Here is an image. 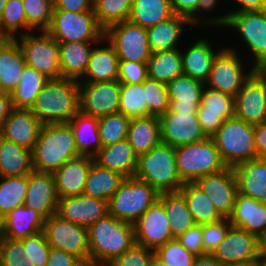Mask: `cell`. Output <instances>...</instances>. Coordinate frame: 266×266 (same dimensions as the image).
<instances>
[{"label":"cell","mask_w":266,"mask_h":266,"mask_svg":"<svg viewBox=\"0 0 266 266\" xmlns=\"http://www.w3.org/2000/svg\"><path fill=\"white\" fill-rule=\"evenodd\" d=\"M260 70L266 75V64Z\"/></svg>","instance_id":"obj_72"},{"label":"cell","mask_w":266,"mask_h":266,"mask_svg":"<svg viewBox=\"0 0 266 266\" xmlns=\"http://www.w3.org/2000/svg\"><path fill=\"white\" fill-rule=\"evenodd\" d=\"M133 177L147 182L159 193L179 192L184 185L177 172L175 147L163 143L137 156Z\"/></svg>","instance_id":"obj_4"},{"label":"cell","mask_w":266,"mask_h":266,"mask_svg":"<svg viewBox=\"0 0 266 266\" xmlns=\"http://www.w3.org/2000/svg\"><path fill=\"white\" fill-rule=\"evenodd\" d=\"M43 231L51 248L72 254L82 262L89 261L88 228L55 214L45 220Z\"/></svg>","instance_id":"obj_12"},{"label":"cell","mask_w":266,"mask_h":266,"mask_svg":"<svg viewBox=\"0 0 266 266\" xmlns=\"http://www.w3.org/2000/svg\"><path fill=\"white\" fill-rule=\"evenodd\" d=\"M40 36L30 32L15 37L27 66L36 69L48 79L61 78L60 50L58 42L46 31ZM20 42V43H19Z\"/></svg>","instance_id":"obj_10"},{"label":"cell","mask_w":266,"mask_h":266,"mask_svg":"<svg viewBox=\"0 0 266 266\" xmlns=\"http://www.w3.org/2000/svg\"><path fill=\"white\" fill-rule=\"evenodd\" d=\"M166 86L170 101L169 112L197 113L205 83L183 74Z\"/></svg>","instance_id":"obj_25"},{"label":"cell","mask_w":266,"mask_h":266,"mask_svg":"<svg viewBox=\"0 0 266 266\" xmlns=\"http://www.w3.org/2000/svg\"><path fill=\"white\" fill-rule=\"evenodd\" d=\"M234 116L251 125L266 122V75L256 69L235 97Z\"/></svg>","instance_id":"obj_15"},{"label":"cell","mask_w":266,"mask_h":266,"mask_svg":"<svg viewBox=\"0 0 266 266\" xmlns=\"http://www.w3.org/2000/svg\"><path fill=\"white\" fill-rule=\"evenodd\" d=\"M195 183L210 198L223 218L231 216L239 193L232 167H227L216 174L203 176Z\"/></svg>","instance_id":"obj_20"},{"label":"cell","mask_w":266,"mask_h":266,"mask_svg":"<svg viewBox=\"0 0 266 266\" xmlns=\"http://www.w3.org/2000/svg\"><path fill=\"white\" fill-rule=\"evenodd\" d=\"M234 105V97L205 85L197 117L207 137L212 138L227 119L234 117Z\"/></svg>","instance_id":"obj_19"},{"label":"cell","mask_w":266,"mask_h":266,"mask_svg":"<svg viewBox=\"0 0 266 266\" xmlns=\"http://www.w3.org/2000/svg\"><path fill=\"white\" fill-rule=\"evenodd\" d=\"M218 0H199L198 6L196 11L188 18L190 25H197V23H201L199 21L200 17L196 16L197 11L199 10H205V11H212V9L214 10V8L216 7V4Z\"/></svg>","instance_id":"obj_64"},{"label":"cell","mask_w":266,"mask_h":266,"mask_svg":"<svg viewBox=\"0 0 266 266\" xmlns=\"http://www.w3.org/2000/svg\"><path fill=\"white\" fill-rule=\"evenodd\" d=\"M68 123L74 133L78 154L94 158L102 148L98 129L99 118L79 111Z\"/></svg>","instance_id":"obj_34"},{"label":"cell","mask_w":266,"mask_h":266,"mask_svg":"<svg viewBox=\"0 0 266 266\" xmlns=\"http://www.w3.org/2000/svg\"><path fill=\"white\" fill-rule=\"evenodd\" d=\"M125 178L121 173L100 167L93 162L86 179L83 194L109 201Z\"/></svg>","instance_id":"obj_39"},{"label":"cell","mask_w":266,"mask_h":266,"mask_svg":"<svg viewBox=\"0 0 266 266\" xmlns=\"http://www.w3.org/2000/svg\"><path fill=\"white\" fill-rule=\"evenodd\" d=\"M6 3H7V0H0V16H1L2 12L4 11Z\"/></svg>","instance_id":"obj_70"},{"label":"cell","mask_w":266,"mask_h":266,"mask_svg":"<svg viewBox=\"0 0 266 266\" xmlns=\"http://www.w3.org/2000/svg\"><path fill=\"white\" fill-rule=\"evenodd\" d=\"M185 24H190L187 17L174 14L172 17L148 28V43L151 52L178 49L177 43L184 31Z\"/></svg>","instance_id":"obj_36"},{"label":"cell","mask_w":266,"mask_h":266,"mask_svg":"<svg viewBox=\"0 0 266 266\" xmlns=\"http://www.w3.org/2000/svg\"><path fill=\"white\" fill-rule=\"evenodd\" d=\"M236 1L240 7L236 11L229 13H239L243 11H262L266 10V0H233Z\"/></svg>","instance_id":"obj_62"},{"label":"cell","mask_w":266,"mask_h":266,"mask_svg":"<svg viewBox=\"0 0 266 266\" xmlns=\"http://www.w3.org/2000/svg\"><path fill=\"white\" fill-rule=\"evenodd\" d=\"M80 266H107V265H103L97 262H92V261H88V262H82V264Z\"/></svg>","instance_id":"obj_68"},{"label":"cell","mask_w":266,"mask_h":266,"mask_svg":"<svg viewBox=\"0 0 266 266\" xmlns=\"http://www.w3.org/2000/svg\"><path fill=\"white\" fill-rule=\"evenodd\" d=\"M188 50L181 51L184 75L206 83L210 77L215 57L222 49L214 51L211 43L205 39H198Z\"/></svg>","instance_id":"obj_29"},{"label":"cell","mask_w":266,"mask_h":266,"mask_svg":"<svg viewBox=\"0 0 266 266\" xmlns=\"http://www.w3.org/2000/svg\"><path fill=\"white\" fill-rule=\"evenodd\" d=\"M45 218L33 208L24 205L14 208L2 219L1 236L23 240L44 230Z\"/></svg>","instance_id":"obj_27"},{"label":"cell","mask_w":266,"mask_h":266,"mask_svg":"<svg viewBox=\"0 0 266 266\" xmlns=\"http://www.w3.org/2000/svg\"><path fill=\"white\" fill-rule=\"evenodd\" d=\"M26 65L18 42L7 39L0 47V90L11 93L18 86Z\"/></svg>","instance_id":"obj_32"},{"label":"cell","mask_w":266,"mask_h":266,"mask_svg":"<svg viewBox=\"0 0 266 266\" xmlns=\"http://www.w3.org/2000/svg\"><path fill=\"white\" fill-rule=\"evenodd\" d=\"M206 20V21H205ZM203 22L212 27H233L254 55L252 67L261 69L266 64V10L226 13L218 18L205 19Z\"/></svg>","instance_id":"obj_6"},{"label":"cell","mask_w":266,"mask_h":266,"mask_svg":"<svg viewBox=\"0 0 266 266\" xmlns=\"http://www.w3.org/2000/svg\"><path fill=\"white\" fill-rule=\"evenodd\" d=\"M20 241L23 243L24 250H28L31 261L35 266H46L51 247L44 231Z\"/></svg>","instance_id":"obj_54"},{"label":"cell","mask_w":266,"mask_h":266,"mask_svg":"<svg viewBox=\"0 0 266 266\" xmlns=\"http://www.w3.org/2000/svg\"><path fill=\"white\" fill-rule=\"evenodd\" d=\"M166 210L173 238H178L196 225L186 200L180 192H162L158 199Z\"/></svg>","instance_id":"obj_38"},{"label":"cell","mask_w":266,"mask_h":266,"mask_svg":"<svg viewBox=\"0 0 266 266\" xmlns=\"http://www.w3.org/2000/svg\"><path fill=\"white\" fill-rule=\"evenodd\" d=\"M176 166L184 183H195L206 175L219 173L227 168L211 137L175 147Z\"/></svg>","instance_id":"obj_7"},{"label":"cell","mask_w":266,"mask_h":266,"mask_svg":"<svg viewBox=\"0 0 266 266\" xmlns=\"http://www.w3.org/2000/svg\"><path fill=\"white\" fill-rule=\"evenodd\" d=\"M54 10L93 11V0H54Z\"/></svg>","instance_id":"obj_59"},{"label":"cell","mask_w":266,"mask_h":266,"mask_svg":"<svg viewBox=\"0 0 266 266\" xmlns=\"http://www.w3.org/2000/svg\"><path fill=\"white\" fill-rule=\"evenodd\" d=\"M109 214L108 201L84 194L59 198L56 215L61 219L89 228Z\"/></svg>","instance_id":"obj_21"},{"label":"cell","mask_w":266,"mask_h":266,"mask_svg":"<svg viewBox=\"0 0 266 266\" xmlns=\"http://www.w3.org/2000/svg\"><path fill=\"white\" fill-rule=\"evenodd\" d=\"M43 123H68L80 111L79 81L49 79L30 109Z\"/></svg>","instance_id":"obj_3"},{"label":"cell","mask_w":266,"mask_h":266,"mask_svg":"<svg viewBox=\"0 0 266 266\" xmlns=\"http://www.w3.org/2000/svg\"><path fill=\"white\" fill-rule=\"evenodd\" d=\"M229 221L233 227L266 239V203L238 193Z\"/></svg>","instance_id":"obj_24"},{"label":"cell","mask_w":266,"mask_h":266,"mask_svg":"<svg viewBox=\"0 0 266 266\" xmlns=\"http://www.w3.org/2000/svg\"><path fill=\"white\" fill-rule=\"evenodd\" d=\"M8 38L1 32L0 30V47L3 45V43L7 40Z\"/></svg>","instance_id":"obj_71"},{"label":"cell","mask_w":266,"mask_h":266,"mask_svg":"<svg viewBox=\"0 0 266 266\" xmlns=\"http://www.w3.org/2000/svg\"><path fill=\"white\" fill-rule=\"evenodd\" d=\"M80 156L69 123L43 124L32 150L33 169L54 173L68 160Z\"/></svg>","instance_id":"obj_1"},{"label":"cell","mask_w":266,"mask_h":266,"mask_svg":"<svg viewBox=\"0 0 266 266\" xmlns=\"http://www.w3.org/2000/svg\"><path fill=\"white\" fill-rule=\"evenodd\" d=\"M133 0H93V11L98 24L108 27L129 19Z\"/></svg>","instance_id":"obj_45"},{"label":"cell","mask_w":266,"mask_h":266,"mask_svg":"<svg viewBox=\"0 0 266 266\" xmlns=\"http://www.w3.org/2000/svg\"><path fill=\"white\" fill-rule=\"evenodd\" d=\"M160 193L147 182L128 177L108 201L109 214L135 224L139 217L159 199Z\"/></svg>","instance_id":"obj_8"},{"label":"cell","mask_w":266,"mask_h":266,"mask_svg":"<svg viewBox=\"0 0 266 266\" xmlns=\"http://www.w3.org/2000/svg\"><path fill=\"white\" fill-rule=\"evenodd\" d=\"M43 123L30 109L12 108L0 136L16 145L33 150Z\"/></svg>","instance_id":"obj_23"},{"label":"cell","mask_w":266,"mask_h":266,"mask_svg":"<svg viewBox=\"0 0 266 266\" xmlns=\"http://www.w3.org/2000/svg\"><path fill=\"white\" fill-rule=\"evenodd\" d=\"M46 32L57 42L104 41L105 30L98 24L94 11L53 10Z\"/></svg>","instance_id":"obj_9"},{"label":"cell","mask_w":266,"mask_h":266,"mask_svg":"<svg viewBox=\"0 0 266 266\" xmlns=\"http://www.w3.org/2000/svg\"><path fill=\"white\" fill-rule=\"evenodd\" d=\"M104 40L114 47L119 60L147 63L152 56L147 29L129 20L108 27Z\"/></svg>","instance_id":"obj_11"},{"label":"cell","mask_w":266,"mask_h":266,"mask_svg":"<svg viewBox=\"0 0 266 266\" xmlns=\"http://www.w3.org/2000/svg\"><path fill=\"white\" fill-rule=\"evenodd\" d=\"M231 226L229 218H223L218 222L202 225V245L206 254L213 253L224 240Z\"/></svg>","instance_id":"obj_53"},{"label":"cell","mask_w":266,"mask_h":266,"mask_svg":"<svg viewBox=\"0 0 266 266\" xmlns=\"http://www.w3.org/2000/svg\"><path fill=\"white\" fill-rule=\"evenodd\" d=\"M179 192L184 196L196 224L215 223L223 219L210 198L196 183H184Z\"/></svg>","instance_id":"obj_40"},{"label":"cell","mask_w":266,"mask_h":266,"mask_svg":"<svg viewBox=\"0 0 266 266\" xmlns=\"http://www.w3.org/2000/svg\"><path fill=\"white\" fill-rule=\"evenodd\" d=\"M0 217L14 208L22 206L25 201L28 175L0 177Z\"/></svg>","instance_id":"obj_44"},{"label":"cell","mask_w":266,"mask_h":266,"mask_svg":"<svg viewBox=\"0 0 266 266\" xmlns=\"http://www.w3.org/2000/svg\"><path fill=\"white\" fill-rule=\"evenodd\" d=\"M135 244L155 250L174 239L164 205L157 200L134 224Z\"/></svg>","instance_id":"obj_17"},{"label":"cell","mask_w":266,"mask_h":266,"mask_svg":"<svg viewBox=\"0 0 266 266\" xmlns=\"http://www.w3.org/2000/svg\"><path fill=\"white\" fill-rule=\"evenodd\" d=\"M255 148L259 158L266 157V122L255 125Z\"/></svg>","instance_id":"obj_61"},{"label":"cell","mask_w":266,"mask_h":266,"mask_svg":"<svg viewBox=\"0 0 266 266\" xmlns=\"http://www.w3.org/2000/svg\"><path fill=\"white\" fill-rule=\"evenodd\" d=\"M0 266H35L20 240L1 236Z\"/></svg>","instance_id":"obj_52"},{"label":"cell","mask_w":266,"mask_h":266,"mask_svg":"<svg viewBox=\"0 0 266 266\" xmlns=\"http://www.w3.org/2000/svg\"><path fill=\"white\" fill-rule=\"evenodd\" d=\"M147 65L148 77L165 84L184 74L180 49L152 53Z\"/></svg>","instance_id":"obj_42"},{"label":"cell","mask_w":266,"mask_h":266,"mask_svg":"<svg viewBox=\"0 0 266 266\" xmlns=\"http://www.w3.org/2000/svg\"><path fill=\"white\" fill-rule=\"evenodd\" d=\"M263 251L266 253V239L263 241Z\"/></svg>","instance_id":"obj_73"},{"label":"cell","mask_w":266,"mask_h":266,"mask_svg":"<svg viewBox=\"0 0 266 266\" xmlns=\"http://www.w3.org/2000/svg\"><path fill=\"white\" fill-rule=\"evenodd\" d=\"M177 240L185 249L196 256L206 254L202 245V225L196 224L189 228L184 234L180 235Z\"/></svg>","instance_id":"obj_57"},{"label":"cell","mask_w":266,"mask_h":266,"mask_svg":"<svg viewBox=\"0 0 266 266\" xmlns=\"http://www.w3.org/2000/svg\"><path fill=\"white\" fill-rule=\"evenodd\" d=\"M49 79L36 69L26 65L18 86L10 93L14 109H31L37 95Z\"/></svg>","instance_id":"obj_41"},{"label":"cell","mask_w":266,"mask_h":266,"mask_svg":"<svg viewBox=\"0 0 266 266\" xmlns=\"http://www.w3.org/2000/svg\"><path fill=\"white\" fill-rule=\"evenodd\" d=\"M82 261L63 250L50 248L46 266H80Z\"/></svg>","instance_id":"obj_58"},{"label":"cell","mask_w":266,"mask_h":266,"mask_svg":"<svg viewBox=\"0 0 266 266\" xmlns=\"http://www.w3.org/2000/svg\"><path fill=\"white\" fill-rule=\"evenodd\" d=\"M24 32H20L21 29ZM32 28L28 25L22 0H7L0 16V30L8 39H15V33L27 34Z\"/></svg>","instance_id":"obj_48"},{"label":"cell","mask_w":266,"mask_h":266,"mask_svg":"<svg viewBox=\"0 0 266 266\" xmlns=\"http://www.w3.org/2000/svg\"><path fill=\"white\" fill-rule=\"evenodd\" d=\"M154 250L134 244L107 266H148Z\"/></svg>","instance_id":"obj_55"},{"label":"cell","mask_w":266,"mask_h":266,"mask_svg":"<svg viewBox=\"0 0 266 266\" xmlns=\"http://www.w3.org/2000/svg\"><path fill=\"white\" fill-rule=\"evenodd\" d=\"M223 47L215 57L211 74L205 85L224 94L236 97L244 82L256 70L244 74L243 66L236 49Z\"/></svg>","instance_id":"obj_13"},{"label":"cell","mask_w":266,"mask_h":266,"mask_svg":"<svg viewBox=\"0 0 266 266\" xmlns=\"http://www.w3.org/2000/svg\"><path fill=\"white\" fill-rule=\"evenodd\" d=\"M145 100L148 106V116L161 117L169 110V95L167 86L149 77L143 82Z\"/></svg>","instance_id":"obj_50"},{"label":"cell","mask_w":266,"mask_h":266,"mask_svg":"<svg viewBox=\"0 0 266 266\" xmlns=\"http://www.w3.org/2000/svg\"><path fill=\"white\" fill-rule=\"evenodd\" d=\"M11 109V94L0 90V133Z\"/></svg>","instance_id":"obj_63"},{"label":"cell","mask_w":266,"mask_h":266,"mask_svg":"<svg viewBox=\"0 0 266 266\" xmlns=\"http://www.w3.org/2000/svg\"><path fill=\"white\" fill-rule=\"evenodd\" d=\"M127 140L137 156L151 151L162 143L160 117L131 118Z\"/></svg>","instance_id":"obj_33"},{"label":"cell","mask_w":266,"mask_h":266,"mask_svg":"<svg viewBox=\"0 0 266 266\" xmlns=\"http://www.w3.org/2000/svg\"><path fill=\"white\" fill-rule=\"evenodd\" d=\"M212 139L227 167L259 158L255 148V126L235 116L227 119Z\"/></svg>","instance_id":"obj_5"},{"label":"cell","mask_w":266,"mask_h":266,"mask_svg":"<svg viewBox=\"0 0 266 266\" xmlns=\"http://www.w3.org/2000/svg\"><path fill=\"white\" fill-rule=\"evenodd\" d=\"M263 252V241L246 230L231 226L224 240L211 254L223 266L235 263H257Z\"/></svg>","instance_id":"obj_14"},{"label":"cell","mask_w":266,"mask_h":266,"mask_svg":"<svg viewBox=\"0 0 266 266\" xmlns=\"http://www.w3.org/2000/svg\"><path fill=\"white\" fill-rule=\"evenodd\" d=\"M240 194L266 203V160L258 158L233 167Z\"/></svg>","instance_id":"obj_28"},{"label":"cell","mask_w":266,"mask_h":266,"mask_svg":"<svg viewBox=\"0 0 266 266\" xmlns=\"http://www.w3.org/2000/svg\"><path fill=\"white\" fill-rule=\"evenodd\" d=\"M33 170L32 151L0 136V177L24 176Z\"/></svg>","instance_id":"obj_37"},{"label":"cell","mask_w":266,"mask_h":266,"mask_svg":"<svg viewBox=\"0 0 266 266\" xmlns=\"http://www.w3.org/2000/svg\"><path fill=\"white\" fill-rule=\"evenodd\" d=\"M173 12L189 18L197 9L199 0H169Z\"/></svg>","instance_id":"obj_60"},{"label":"cell","mask_w":266,"mask_h":266,"mask_svg":"<svg viewBox=\"0 0 266 266\" xmlns=\"http://www.w3.org/2000/svg\"><path fill=\"white\" fill-rule=\"evenodd\" d=\"M154 254L167 266H194L196 255L185 249L177 238L154 250Z\"/></svg>","instance_id":"obj_51"},{"label":"cell","mask_w":266,"mask_h":266,"mask_svg":"<svg viewBox=\"0 0 266 266\" xmlns=\"http://www.w3.org/2000/svg\"><path fill=\"white\" fill-rule=\"evenodd\" d=\"M194 266H223L211 254L196 256Z\"/></svg>","instance_id":"obj_65"},{"label":"cell","mask_w":266,"mask_h":266,"mask_svg":"<svg viewBox=\"0 0 266 266\" xmlns=\"http://www.w3.org/2000/svg\"><path fill=\"white\" fill-rule=\"evenodd\" d=\"M119 112L130 118L148 116L143 83H121Z\"/></svg>","instance_id":"obj_47"},{"label":"cell","mask_w":266,"mask_h":266,"mask_svg":"<svg viewBox=\"0 0 266 266\" xmlns=\"http://www.w3.org/2000/svg\"><path fill=\"white\" fill-rule=\"evenodd\" d=\"M61 78L80 81L84 76L96 42H58Z\"/></svg>","instance_id":"obj_31"},{"label":"cell","mask_w":266,"mask_h":266,"mask_svg":"<svg viewBox=\"0 0 266 266\" xmlns=\"http://www.w3.org/2000/svg\"><path fill=\"white\" fill-rule=\"evenodd\" d=\"M88 237L89 261L108 265L135 244L134 225L107 214L88 228Z\"/></svg>","instance_id":"obj_2"},{"label":"cell","mask_w":266,"mask_h":266,"mask_svg":"<svg viewBox=\"0 0 266 266\" xmlns=\"http://www.w3.org/2000/svg\"><path fill=\"white\" fill-rule=\"evenodd\" d=\"M148 78L147 63L120 60L118 81L120 83L137 84L143 83Z\"/></svg>","instance_id":"obj_56"},{"label":"cell","mask_w":266,"mask_h":266,"mask_svg":"<svg viewBox=\"0 0 266 266\" xmlns=\"http://www.w3.org/2000/svg\"><path fill=\"white\" fill-rule=\"evenodd\" d=\"M59 196L53 173L31 171L24 206L33 208L45 219L56 214Z\"/></svg>","instance_id":"obj_22"},{"label":"cell","mask_w":266,"mask_h":266,"mask_svg":"<svg viewBox=\"0 0 266 266\" xmlns=\"http://www.w3.org/2000/svg\"><path fill=\"white\" fill-rule=\"evenodd\" d=\"M121 83L109 82H80L79 104L80 111L86 115L101 118L119 112Z\"/></svg>","instance_id":"obj_16"},{"label":"cell","mask_w":266,"mask_h":266,"mask_svg":"<svg viewBox=\"0 0 266 266\" xmlns=\"http://www.w3.org/2000/svg\"><path fill=\"white\" fill-rule=\"evenodd\" d=\"M94 162L100 167L121 173L126 178L133 177L137 155L127 139L113 145L102 147L94 157Z\"/></svg>","instance_id":"obj_30"},{"label":"cell","mask_w":266,"mask_h":266,"mask_svg":"<svg viewBox=\"0 0 266 266\" xmlns=\"http://www.w3.org/2000/svg\"><path fill=\"white\" fill-rule=\"evenodd\" d=\"M148 266H167L155 254L151 257Z\"/></svg>","instance_id":"obj_66"},{"label":"cell","mask_w":266,"mask_h":266,"mask_svg":"<svg viewBox=\"0 0 266 266\" xmlns=\"http://www.w3.org/2000/svg\"><path fill=\"white\" fill-rule=\"evenodd\" d=\"M257 266H266V253L263 251L257 262Z\"/></svg>","instance_id":"obj_67"},{"label":"cell","mask_w":266,"mask_h":266,"mask_svg":"<svg viewBox=\"0 0 266 266\" xmlns=\"http://www.w3.org/2000/svg\"><path fill=\"white\" fill-rule=\"evenodd\" d=\"M1 228H2V218L0 217V234H1Z\"/></svg>","instance_id":"obj_74"},{"label":"cell","mask_w":266,"mask_h":266,"mask_svg":"<svg viewBox=\"0 0 266 266\" xmlns=\"http://www.w3.org/2000/svg\"><path fill=\"white\" fill-rule=\"evenodd\" d=\"M161 141L179 147L207 138L199 123L197 113H172L160 117Z\"/></svg>","instance_id":"obj_18"},{"label":"cell","mask_w":266,"mask_h":266,"mask_svg":"<svg viewBox=\"0 0 266 266\" xmlns=\"http://www.w3.org/2000/svg\"><path fill=\"white\" fill-rule=\"evenodd\" d=\"M28 25L46 31L51 24L54 0H22Z\"/></svg>","instance_id":"obj_49"},{"label":"cell","mask_w":266,"mask_h":266,"mask_svg":"<svg viewBox=\"0 0 266 266\" xmlns=\"http://www.w3.org/2000/svg\"><path fill=\"white\" fill-rule=\"evenodd\" d=\"M119 57L114 47L93 48L82 82H109L118 80Z\"/></svg>","instance_id":"obj_35"},{"label":"cell","mask_w":266,"mask_h":266,"mask_svg":"<svg viewBox=\"0 0 266 266\" xmlns=\"http://www.w3.org/2000/svg\"><path fill=\"white\" fill-rule=\"evenodd\" d=\"M131 118L116 112L99 118V136L102 147L127 139Z\"/></svg>","instance_id":"obj_46"},{"label":"cell","mask_w":266,"mask_h":266,"mask_svg":"<svg viewBox=\"0 0 266 266\" xmlns=\"http://www.w3.org/2000/svg\"><path fill=\"white\" fill-rule=\"evenodd\" d=\"M93 162L94 158L80 155L68 160L53 173L59 198L83 194Z\"/></svg>","instance_id":"obj_26"},{"label":"cell","mask_w":266,"mask_h":266,"mask_svg":"<svg viewBox=\"0 0 266 266\" xmlns=\"http://www.w3.org/2000/svg\"><path fill=\"white\" fill-rule=\"evenodd\" d=\"M224 266H257V263H235V264H227Z\"/></svg>","instance_id":"obj_69"},{"label":"cell","mask_w":266,"mask_h":266,"mask_svg":"<svg viewBox=\"0 0 266 266\" xmlns=\"http://www.w3.org/2000/svg\"><path fill=\"white\" fill-rule=\"evenodd\" d=\"M174 14L169 0H133L128 20L148 29Z\"/></svg>","instance_id":"obj_43"}]
</instances>
